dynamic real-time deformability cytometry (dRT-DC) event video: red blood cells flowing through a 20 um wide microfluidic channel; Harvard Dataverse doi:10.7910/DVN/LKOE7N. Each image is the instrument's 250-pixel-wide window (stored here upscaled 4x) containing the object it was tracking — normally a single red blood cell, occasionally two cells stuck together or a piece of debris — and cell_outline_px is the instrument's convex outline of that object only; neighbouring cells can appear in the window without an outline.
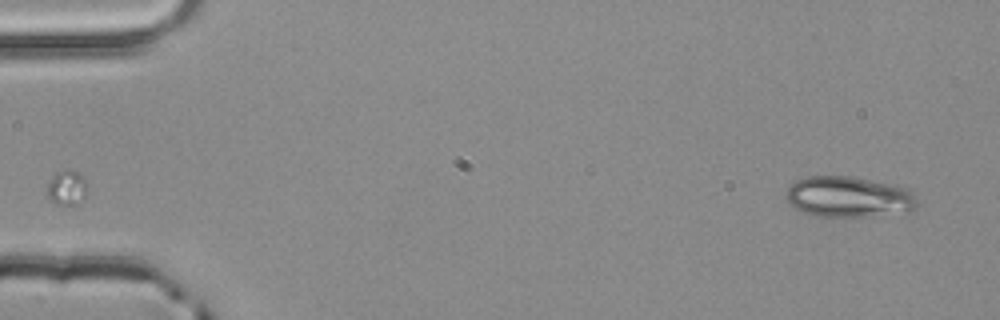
{"species": "common noctule bat (a hibernating species)", "species_latin": "Nyctalus noctula", "temperature_condition": "room temperature", "stored_images_in_passage": 4, "camera_frame_rate_fps": 3000, "um_per_image_px": 0.085, "animal": {"sex": "male", "body_mass_g": 20.4}, "frame": {"image": 1, "passage_image": 1, "time_ms": 0.0, "image_size_px": [1000, 320], "cell_outline_px": [[916, 208], [908, 212], [868, 216], [816, 216], [792, 208], [784, 196], [788, 188], [796, 180], [808, 176], [852, 176], [892, 184], [908, 188], [916, 196]], "centroid_in_image_um": [72.13, 16.73], "position_along_channel_um": 12.9, "area_um2": 31.39}}